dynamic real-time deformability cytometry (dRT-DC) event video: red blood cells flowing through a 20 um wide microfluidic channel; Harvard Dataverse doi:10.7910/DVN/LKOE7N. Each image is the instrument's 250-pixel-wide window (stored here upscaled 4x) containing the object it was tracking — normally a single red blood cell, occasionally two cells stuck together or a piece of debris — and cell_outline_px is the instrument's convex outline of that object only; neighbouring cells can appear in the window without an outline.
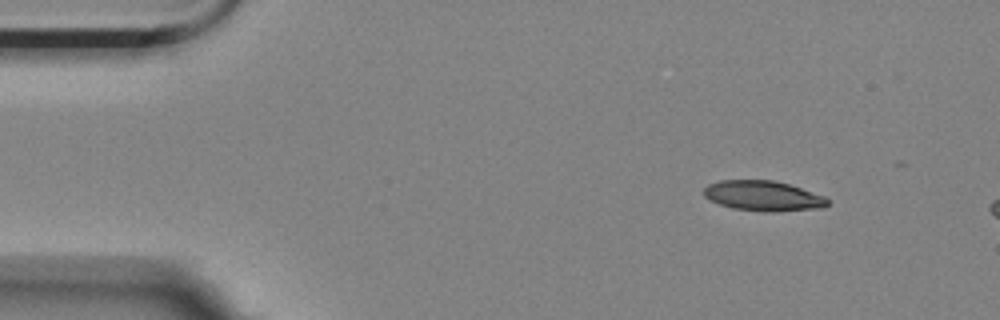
{"species": "Egyptian fruit bat (a non-hibernating species)", "species_latin": "Rousettus aegyptiacus", "temperature_condition": "room temperature", "stored_images_in_passage": 4, "camera_frame_rate_fps": 3000, "um_per_image_px": 0.085, "animal": {"sex": "female"}, "frame": {"image": 1, "passage_image": 2, "time_ms": 0.333, "image_size_px": [1000, 320], "cell_outline_px": [[828, 204], [824, 208], [772, 212], [764, 212], [732, 208], [720, 204], [704, 196], [704, 188], [708, 184], [720, 180], [776, 180], [824, 196], [828, 200]], "centroid_in_image_um": [64.87, 16.65], "position_along_channel_um": 20.1, "area_um2": 21.73}}